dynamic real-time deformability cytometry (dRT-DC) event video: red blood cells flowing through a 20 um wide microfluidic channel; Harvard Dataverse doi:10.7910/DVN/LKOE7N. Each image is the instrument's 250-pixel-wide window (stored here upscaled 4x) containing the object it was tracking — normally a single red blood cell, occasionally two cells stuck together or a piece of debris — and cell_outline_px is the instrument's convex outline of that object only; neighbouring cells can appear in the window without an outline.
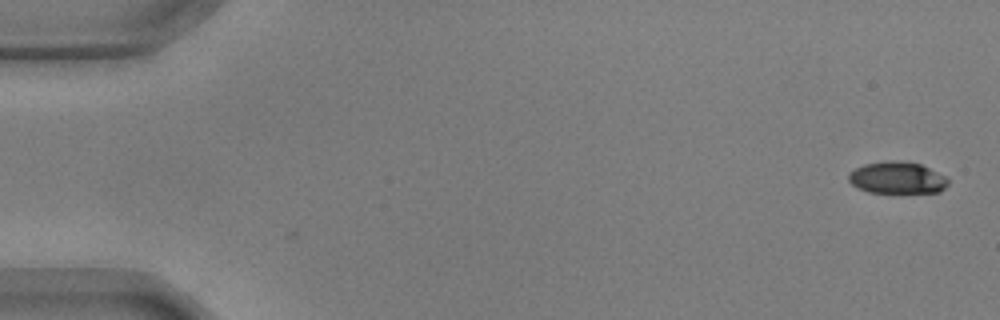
{"species": "common noctule bat (a hibernating species)", "species_latin": "Nyctalus noctula", "temperature_condition": "warm", "stored_images_in_passage": 11, "camera_frame_rate_fps": 3000, "um_per_image_px": 0.085, "animal": {"sex": "male", "body_mass_g": 17.9, "forearm_length_mm": 54.2}, "frame": {"image": 1, "passage_image": 1, "time_ms": 0.0, "image_size_px": [1000, 320], "cell_outline_px": [[948, 184], [940, 192], [868, 192], [852, 184], [848, 180], [848, 172], [864, 164], [888, 160], [892, 160], [920, 164], [944, 176], [948, 180]], "centroid_in_image_um": [76.23, 15.1], "position_along_channel_um": 8.8, "area_um2": 18.21}}